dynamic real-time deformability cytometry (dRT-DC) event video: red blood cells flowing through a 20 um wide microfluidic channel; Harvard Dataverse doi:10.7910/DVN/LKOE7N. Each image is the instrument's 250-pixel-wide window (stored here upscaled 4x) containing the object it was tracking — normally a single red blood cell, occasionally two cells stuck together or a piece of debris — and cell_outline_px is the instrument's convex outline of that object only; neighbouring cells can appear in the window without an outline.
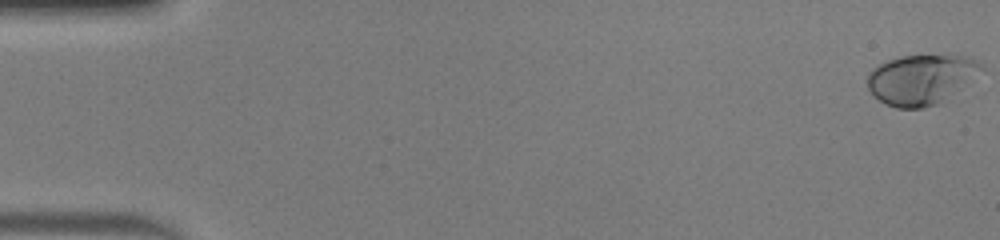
{"species": "human", "species_latin": "Homo sapiens", "temperature_condition": "warm", "stored_images_in_passage": 51, "camera_frame_rate_fps": 3000, "um_per_image_px": 0.085, "donor": {"sex": "male"}, "frame": {"image": 1, "passage_image": 1, "time_ms": 0.0, "image_size_px": [1000, 240], "cell_outline_px": [[984, 68], [936, 104], [924, 108], [896, 108], [880, 100], [868, 88], [868, 72], [872, 68], [888, 60], [900, 56], [964, 56], [980, 64]], "centroid_in_image_um": [78.19, 6.74], "position_along_channel_um": 6.8, "area_um2": 31.85}}
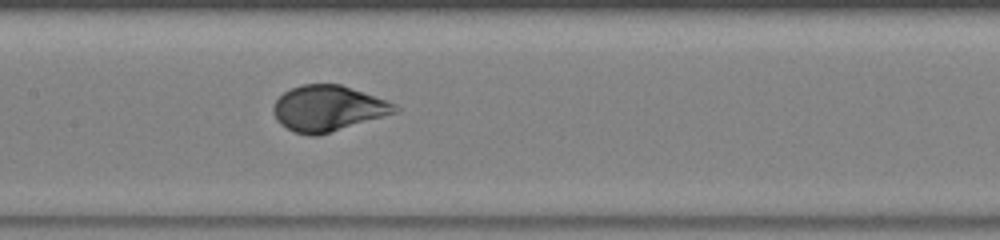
{"frame": {"image": 2, "passage_image": 26, "time_ms": 8.333, "image_size_px": [1000, 240], "cell_outline_px": [[400, 112], [316, 136], [308, 136], [296, 132], [280, 124], [276, 120], [272, 112], [272, 108], [276, 100], [284, 92], [300, 84], [340, 84], [396, 104], [400, 108]], "centroid_in_image_um": [27.87, 9.22], "position_along_channel_um": 179.5, "area_um2": 32.31}}
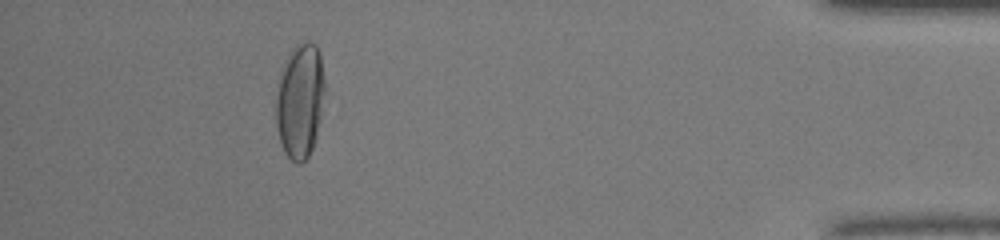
{"frame": {"image": 3, "passage_image": 47, "time_ms": 15.333, "image_size_px": [1000, 240], "cell_outline_px": [[324, 92], [316, 140], [308, 156], [300, 164], [296, 164], [284, 152], [280, 140], [276, 124], [276, 96], [280, 72], [284, 60], [292, 48], [296, 44], [308, 40], [316, 44], [320, 52], [324, 80]], "centroid_in_image_um": [25.49, 8.53], "position_along_channel_um": 409.7, "area_um2": 32.83}, "authors_computed_cell_mechanics": {"area_um2": 32.7726, "velocity_mm_per_s": 4.0752, "shape_relaxation_time_tau1_ms": 3.7995, "shape_relaxation_time_tau2_ms": null, "deformation_change_tau1": 0.1991, "deformation_change_tau2": null}}